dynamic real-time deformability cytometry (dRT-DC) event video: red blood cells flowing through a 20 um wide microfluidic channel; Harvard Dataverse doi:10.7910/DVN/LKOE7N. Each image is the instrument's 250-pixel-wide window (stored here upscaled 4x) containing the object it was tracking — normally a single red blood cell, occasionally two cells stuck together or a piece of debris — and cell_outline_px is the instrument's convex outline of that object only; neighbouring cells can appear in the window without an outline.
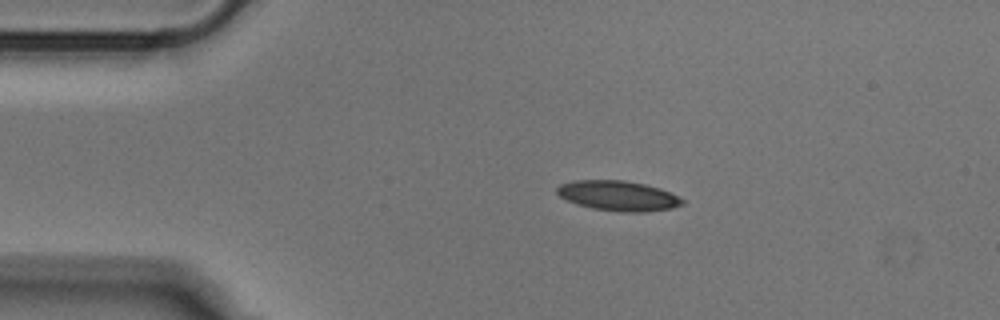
{"species": "Egyptian fruit bat (a non-hibernating species)", "species_latin": "Rousettus aegyptiacus", "temperature_condition": "cold", "stored_images_in_passage": 42, "camera_frame_rate_fps": 3000, "um_per_image_px": 0.085, "animal": {"sex": "male"}, "frame": {"image": 1, "passage_image": 1, "time_ms": 0.0, "image_size_px": [1000, 320], "cell_outline_px": [[684, 204], [672, 208], [644, 212], [624, 212], [592, 208], [576, 204], [560, 196], [556, 192], [556, 188], [560, 184], [572, 180], [624, 180], [644, 184], [660, 188], [684, 200]], "centroid_in_image_um": [52.52, 16.63], "position_along_channel_um": 32.5, "area_um2": 21.85}}
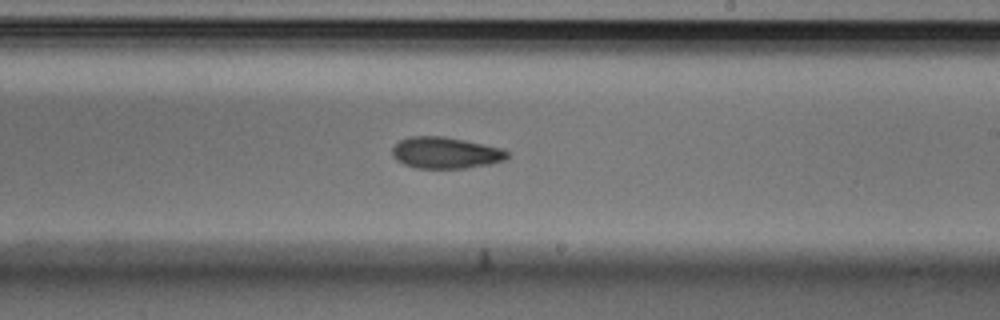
{"frame": {"image": 2, "passage_image": 21, "time_ms": 6.667, "image_size_px": [1000, 320], "cell_outline_px": [[508, 156], [504, 160], [492, 164], [464, 168], [416, 168], [404, 164], [396, 160], [392, 156], [392, 148], [400, 140], [408, 136], [444, 136], [504, 148], [508, 152]], "centroid_in_image_um": [37.87, 12.98], "position_along_channel_um": 251.1, "area_um2": 21.21}}
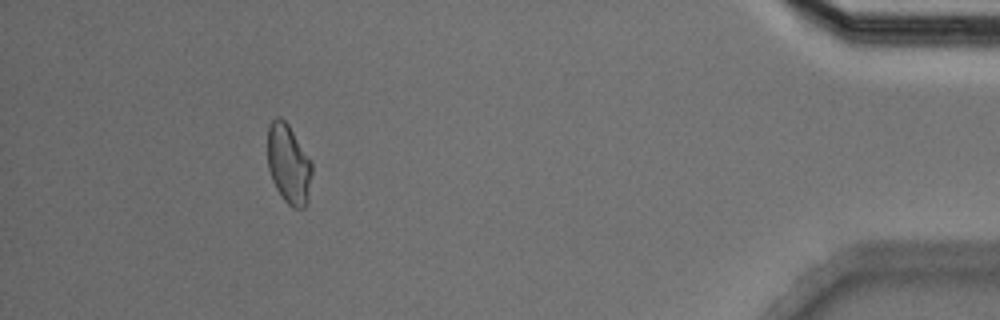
{"frame": {"image": 3, "passage_image": 38, "time_ms": 12.333, "image_size_px": [1000, 320], "cell_outline_px": [[312, 172], [308, 200], [304, 208], [292, 208], [284, 200], [276, 188], [272, 180], [268, 168], [268, 124], [276, 116], [280, 116], [288, 124], [312, 160]], "centroid_in_image_um": [24.54, 13.93], "position_along_channel_um": 410.7, "area_um2": 20.81}}